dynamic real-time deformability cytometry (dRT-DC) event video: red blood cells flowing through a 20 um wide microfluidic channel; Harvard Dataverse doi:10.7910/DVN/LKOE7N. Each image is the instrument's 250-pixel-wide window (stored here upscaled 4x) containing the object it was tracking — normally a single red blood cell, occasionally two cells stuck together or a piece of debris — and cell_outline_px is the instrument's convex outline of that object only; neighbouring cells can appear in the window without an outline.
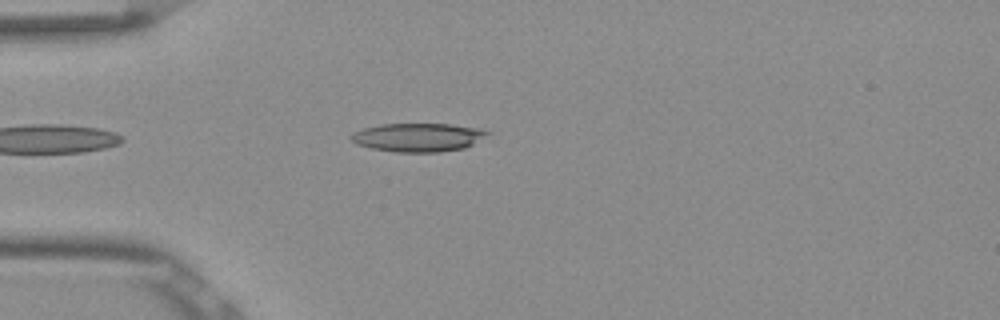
{"species": "Egyptian fruit bat (a non-hibernating species)", "species_latin": "Rousettus aegyptiacus", "temperature_condition": "room temperature", "stored_images_in_passage": 29, "camera_frame_rate_fps": 3000, "um_per_image_px": 0.085, "frame": {"image": 1, "passage_image": 5, "time_ms": 1.333, "image_size_px": [1000, 320], "cell_outline_px": [[492, 132], [472, 144], [464, 148], [440, 152], [396, 152], [372, 148], [356, 144], [348, 136], [352, 132], [364, 128], [380, 124], [452, 124], [480, 128]], "centroid_in_image_um": [35.52, 11.67], "position_along_channel_um": 49.5, "area_um2": 22.72}}
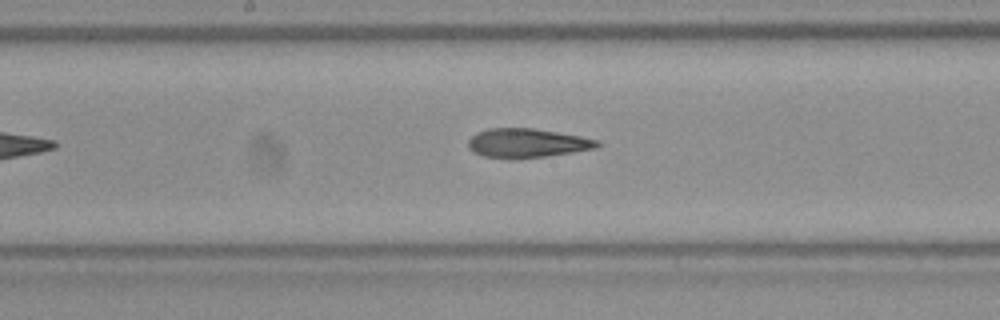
{"frame": {"image": 2, "passage_image": 18, "time_ms": 5.667, "image_size_px": [1000, 320], "cell_outline_px": [[600, 144], [596, 148], [572, 152], [544, 156], [512, 160], [484, 156], [472, 152], [468, 148], [468, 140], [476, 132], [488, 128], [532, 128], [580, 136], [600, 140]], "centroid_in_image_um": [44.75, 12.17], "position_along_channel_um": 203.4, "area_um2": 22.02}}
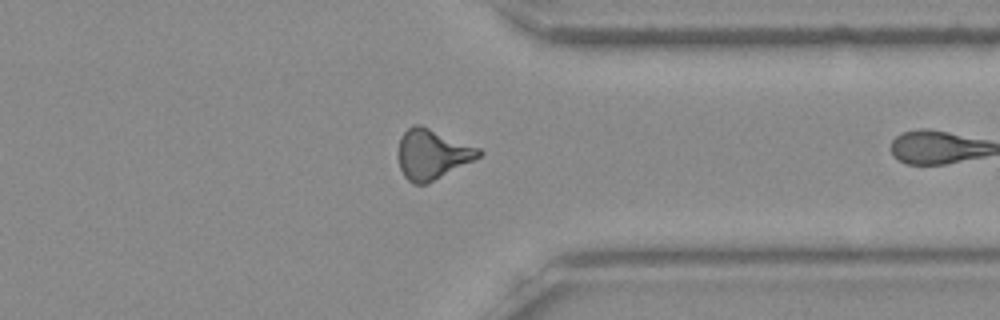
{"frame": {"image": 3, "passage_image": 28, "time_ms": 9.0, "image_size_px": [1000, 320], "cell_outline_px": [[484, 152], [480, 156], [424, 184], [412, 184], [404, 176], [400, 168], [396, 156], [400, 136], [412, 124], [420, 124], [480, 148]], "centroid_in_image_um": [36.67, 13.07], "position_along_channel_um": 374.7, "area_um2": 23.29}}